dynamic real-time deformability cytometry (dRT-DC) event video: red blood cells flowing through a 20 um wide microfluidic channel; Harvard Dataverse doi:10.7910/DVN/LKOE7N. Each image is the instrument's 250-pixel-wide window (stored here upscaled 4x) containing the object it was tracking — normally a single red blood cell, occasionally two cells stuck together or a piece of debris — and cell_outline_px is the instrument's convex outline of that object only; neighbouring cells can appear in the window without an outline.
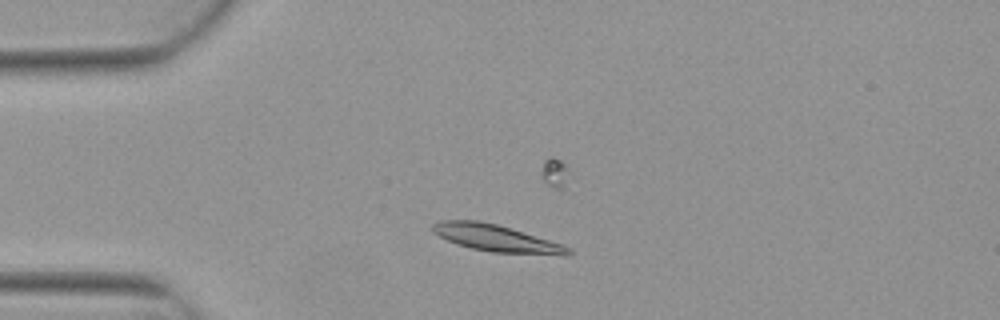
{"species": "Egyptian fruit bat (a non-hibernating species)", "species_latin": "Rousettus aegyptiacus", "temperature_condition": "warm", "stored_images_in_passage": 7, "camera_frame_rate_fps": 3000, "um_per_image_px": 0.085, "animal": {"sex": "female"}, "frame": {"image": 1, "passage_image": 4, "time_ms": 1.0, "image_size_px": [1000, 320], "cell_outline_px": [[572, 252], [568, 256], [492, 252], [472, 248], [456, 244], [432, 232], [432, 224], [440, 220], [476, 220], [496, 224], [564, 244], [572, 248]], "centroid_in_image_um": [42.24, 20.26], "position_along_channel_um": 42.8, "area_um2": 21.33}}
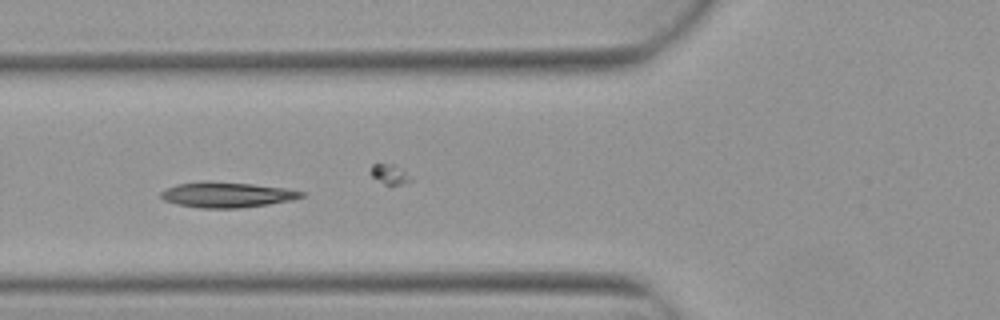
{"frame": {"image": 2, "passage_image": 6, "time_ms": 1.667, "image_size_px": [1000, 320], "cell_outline_px": [[304, 196], [292, 200], [268, 204], [240, 208], [200, 208], [176, 204], [164, 200], [160, 196], [160, 192], [164, 188], [176, 184], [252, 184], [288, 188], [304, 192]], "centroid_in_image_um": [19.32, 16.6], "position_along_channel_um": 106.5, "area_um2": 19.94}}
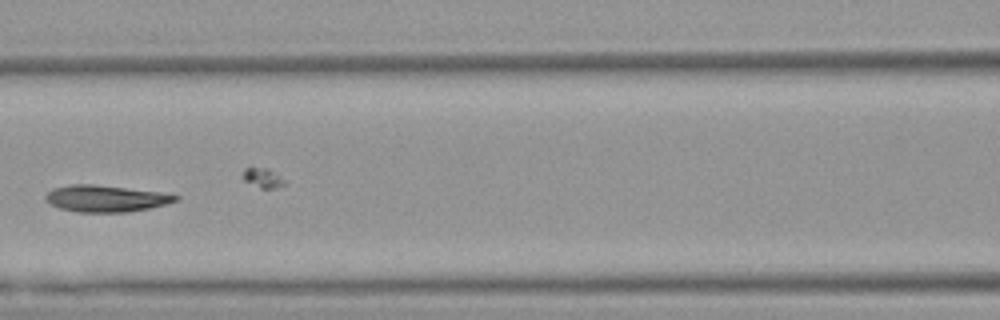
{"frame": {"image": 3, "passage_image": 7, "time_ms": 2.0, "image_size_px": [1000, 320], "cell_outline_px": [[180, 200], [148, 208], [128, 212], [76, 212], [60, 208], [48, 204], [44, 200], [44, 196], [48, 192], [56, 188], [68, 184], [92, 184], [160, 192], [180, 196]], "centroid_in_image_um": [8.95, 16.88], "position_along_channel_um": 157.6, "area_um2": 20.11}}